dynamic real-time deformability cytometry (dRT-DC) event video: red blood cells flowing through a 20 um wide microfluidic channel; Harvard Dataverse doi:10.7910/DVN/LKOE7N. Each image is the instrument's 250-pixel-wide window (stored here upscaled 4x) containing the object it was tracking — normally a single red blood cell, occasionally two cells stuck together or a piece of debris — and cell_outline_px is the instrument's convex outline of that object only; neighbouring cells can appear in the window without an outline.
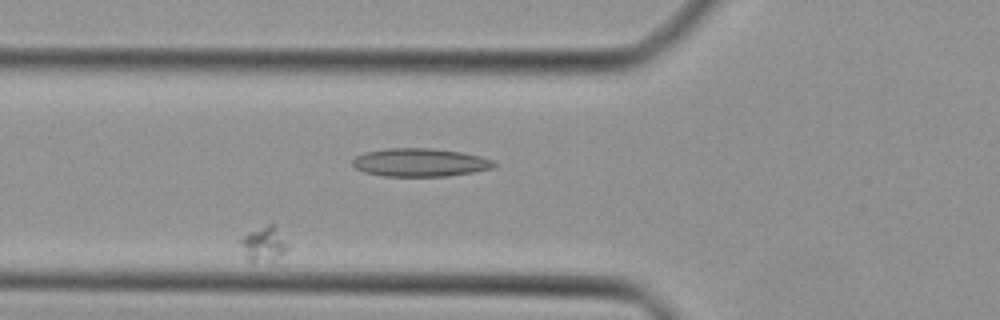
{"species": "Egyptian fruit bat (a non-hibernating species)", "species_latin": "Rousettus aegyptiacus", "temperature_condition": "cold", "stored_images_in_passage": 28, "camera_frame_rate_fps": 3000, "um_per_image_px": 0.085, "animal": {"sex": "female"}, "frame": {"image": 1, "passage_image": 4, "time_ms": 1.0, "image_size_px": [1000, 320], "cell_outline_px": [[288, 248], [284, 268], [248, 260], [244, 256], [236, 240], [248, 232], [268, 224], [276, 224], [288, 244]], "centroid_in_image_um": [22.51, 20.9], "position_along_channel_um": 103.3, "area_um2": 11.27}}
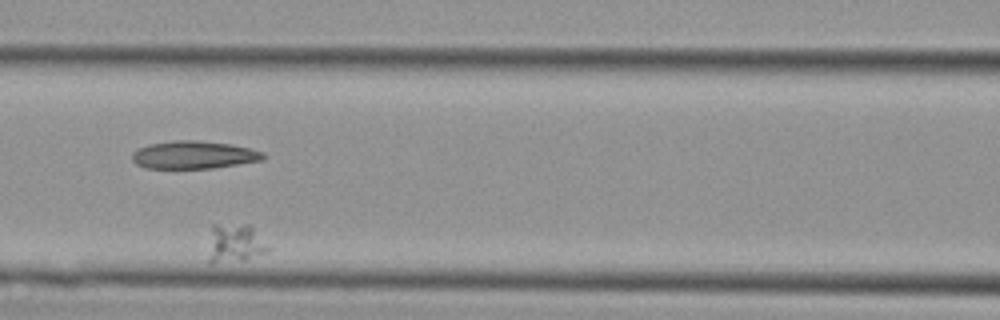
{"frame": {"image": 2, "passage_image": 8, "time_ms": 2.333, "image_size_px": [1000, 320], "cell_outline_px": [[268, 252], [244, 260], [212, 264], [208, 260], [212, 224], [248, 224], [252, 228], [268, 248]], "centroid_in_image_um": [19.92, 20.69], "position_along_channel_um": 146.7, "area_um2": 13.24}}
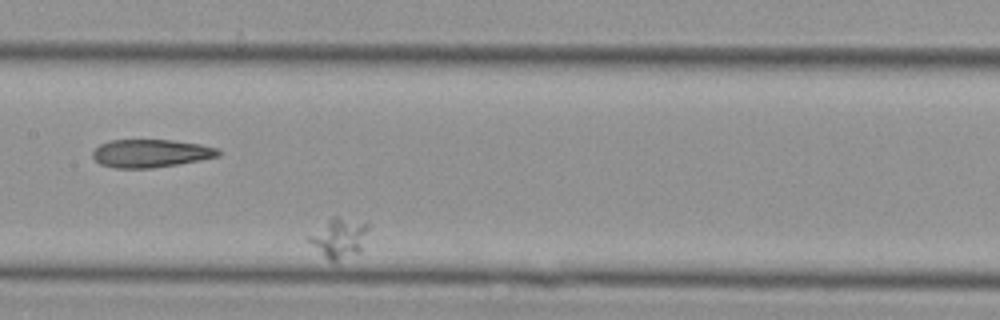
{"frame": {"image": 3, "passage_image": 11, "time_ms": 3.333, "image_size_px": [1000, 320], "cell_outline_px": [[368, 228], [360, 248], [356, 252], [336, 264], [328, 260], [308, 240], [308, 236], [332, 216], [336, 216], [368, 224]], "centroid_in_image_um": [28.79, 20.24], "position_along_channel_um": 178.6, "area_um2": 13.24}}